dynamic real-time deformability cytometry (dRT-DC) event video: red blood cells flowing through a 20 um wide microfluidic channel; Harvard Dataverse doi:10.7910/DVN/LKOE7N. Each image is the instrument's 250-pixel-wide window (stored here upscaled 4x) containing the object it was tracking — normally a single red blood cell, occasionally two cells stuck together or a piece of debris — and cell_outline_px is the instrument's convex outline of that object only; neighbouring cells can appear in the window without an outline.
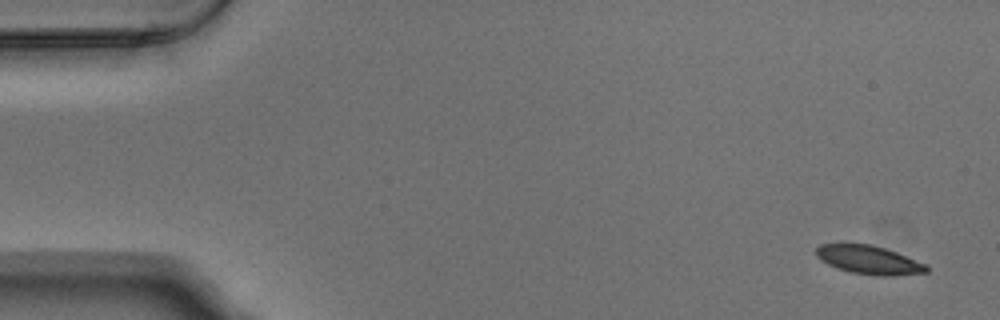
{"species": "Egyptian fruit bat (a non-hibernating species)", "species_latin": "Rousettus aegyptiacus", "temperature_condition": "warm", "stored_images_in_passage": 5, "camera_frame_rate_fps": 3000, "um_per_image_px": 0.085, "animal": {"sex": "male"}, "frame": {"image": 1, "passage_image": 1, "time_ms": 0.0, "image_size_px": [1000, 320], "cell_outline_px": [[928, 272], [892, 276], [880, 276], [852, 272], [836, 268], [820, 260], [816, 256], [816, 248], [820, 244], [872, 244], [896, 252], [928, 264]], "centroid_in_image_um": [73.88, 22.09], "position_along_channel_um": 11.1, "area_um2": 18.38}}
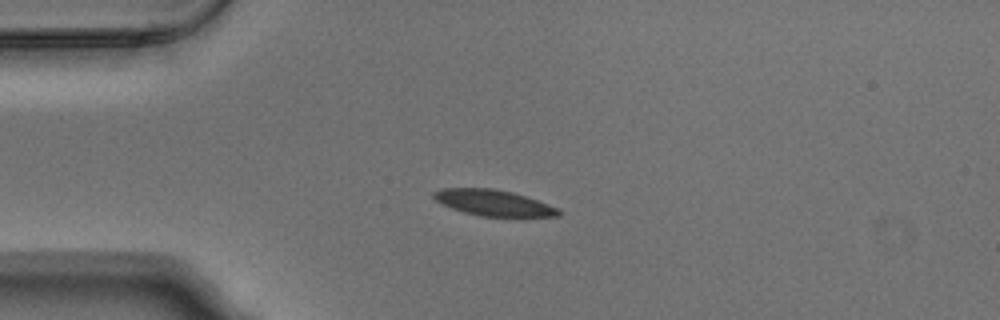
{"frame": {"image": 2, "passage_image": 4, "time_ms": 1.0, "image_size_px": [1000, 320], "cell_outline_px": [[564, 212], [560, 216], [480, 216], [464, 212], [440, 204], [432, 196], [432, 192], [440, 188], [492, 188], [512, 192], [560, 208]], "centroid_in_image_um": [41.93, 17.23], "position_along_channel_um": 43.1, "area_um2": 18.9}}